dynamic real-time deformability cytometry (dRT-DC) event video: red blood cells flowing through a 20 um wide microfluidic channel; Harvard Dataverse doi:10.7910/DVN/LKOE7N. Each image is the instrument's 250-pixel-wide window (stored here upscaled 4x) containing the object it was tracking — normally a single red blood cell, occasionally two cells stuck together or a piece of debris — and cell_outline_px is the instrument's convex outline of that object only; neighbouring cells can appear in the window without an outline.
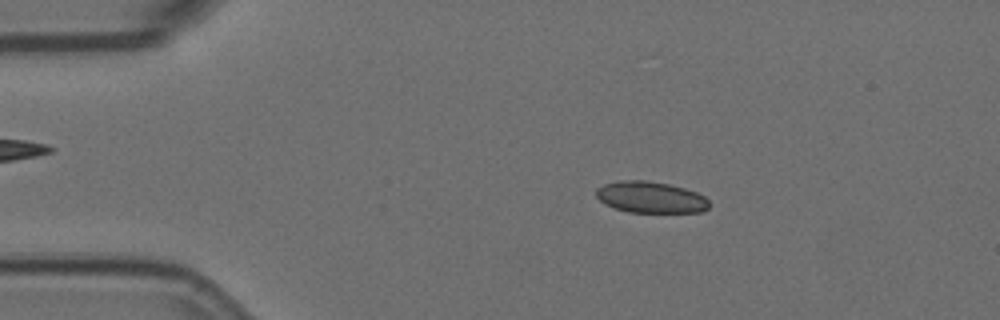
{"species": "Egyptian fruit bat (a non-hibernating species)", "species_latin": "Rousettus aegyptiacus", "temperature_condition": "room temperature", "stored_images_in_passage": 43, "camera_frame_rate_fps": 3000, "um_per_image_px": 0.085, "animal": {"sex": "female"}, "frame": {"image": 1, "passage_image": 2, "time_ms": 0.333, "image_size_px": [1000, 320], "cell_outline_px": [[708, 208], [700, 212], [628, 212], [604, 204], [596, 196], [596, 188], [604, 184], [616, 180], [644, 180], [668, 184], [684, 188], [696, 192], [704, 196], [708, 200]], "centroid_in_image_um": [55.27, 16.76], "position_along_channel_um": 29.7, "area_um2": 20.63}}
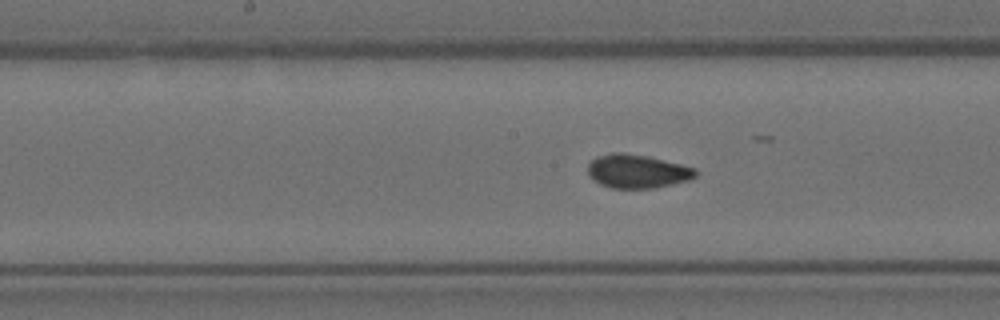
{"frame": {"image": 2, "passage_image": 20, "time_ms": 6.333, "image_size_px": [1000, 320], "cell_outline_px": [[696, 176], [688, 180], [672, 184], [652, 188], [612, 188], [600, 184], [592, 180], [588, 176], [588, 164], [596, 156], [612, 152], [624, 152], [644, 156], [680, 164], [696, 168]], "centroid_in_image_um": [54.11, 14.56], "position_along_channel_um": 194.1, "area_um2": 21.04}}
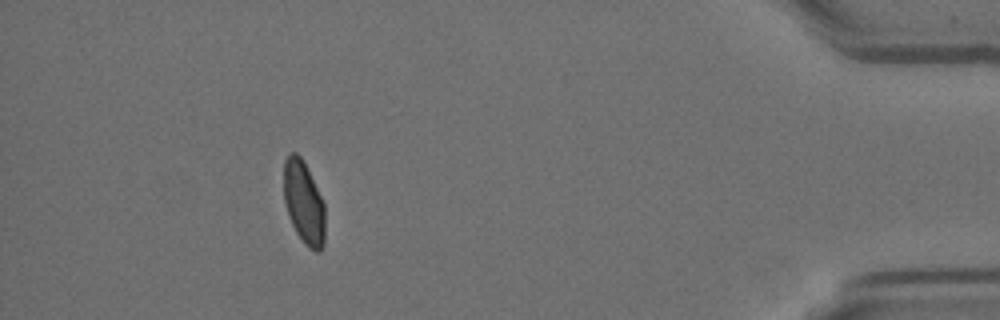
{"frame": {"image": 3, "passage_image": 43, "time_ms": 14.0, "image_size_px": [1000, 320], "cell_outline_px": [[324, 244], [320, 252], [316, 252], [308, 248], [304, 244], [296, 232], [288, 216], [284, 200], [284, 160], [288, 152], [296, 152], [300, 156], [324, 204]], "centroid_in_image_um": [25.8, 17.26], "position_along_channel_um": 409.4, "area_um2": 19.77}, "authors_computed_cell_mechanics": {"area_um2": 20.6924, "velocity_mm_per_s": 3.5731, "shape_relaxation_time_tau1_ms": null, "shape_relaxation_time_tau2_ms": 0.7621, "deformation_change_tau1": null, "deformation_change_tau2": 0.041}}